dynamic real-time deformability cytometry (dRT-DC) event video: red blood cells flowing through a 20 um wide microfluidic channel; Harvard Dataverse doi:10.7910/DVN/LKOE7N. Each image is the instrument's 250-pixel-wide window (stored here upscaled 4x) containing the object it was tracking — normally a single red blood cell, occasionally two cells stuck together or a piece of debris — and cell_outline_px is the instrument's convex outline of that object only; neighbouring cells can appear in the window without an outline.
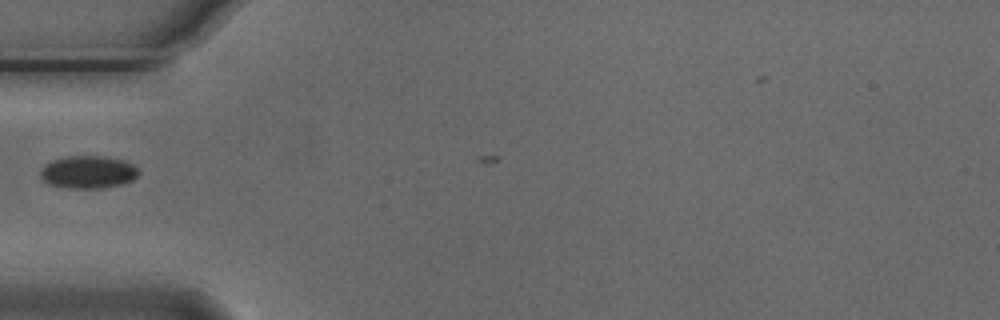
{"species": "Egyptian fruit bat (a non-hibernating species)", "species_latin": "Rousettus aegyptiacus", "temperature_condition": "cold", "stored_images_in_passage": 2, "camera_frame_rate_fps": 3000, "um_per_image_px": 0.085, "animal": {"sex": "male"}, "frame": {"image": 1, "passage_image": 1, "time_ms": 0.0, "image_size_px": [1000, 320], "cell_outline_px": [[140, 172], [132, 180], [120, 184], [100, 188], [68, 188], [48, 184], [40, 176], [40, 168], [44, 164], [52, 160], [68, 156], [104, 156], [124, 160], [132, 164]], "centroid_in_image_um": [7.45, 14.62], "position_along_channel_um": 77.5, "area_um2": 18.67}}